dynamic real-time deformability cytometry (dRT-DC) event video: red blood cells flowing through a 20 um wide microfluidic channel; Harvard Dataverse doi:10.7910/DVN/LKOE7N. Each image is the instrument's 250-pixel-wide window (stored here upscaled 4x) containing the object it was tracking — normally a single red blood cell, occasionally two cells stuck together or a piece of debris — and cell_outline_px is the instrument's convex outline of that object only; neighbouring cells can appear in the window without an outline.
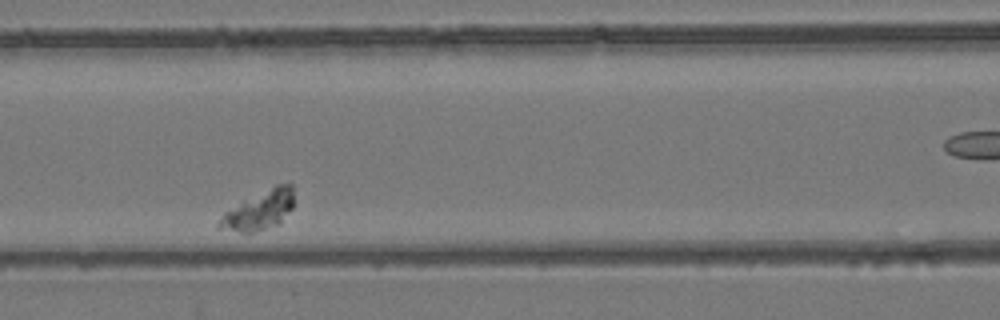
{"species": "common noctule bat (a hibernating species)", "species_latin": "Nyctalus noctula", "temperature_condition": "room temperature", "stored_images_in_passage": 7, "camera_frame_rate_fps": 3000, "um_per_image_px": 0.085, "animal": {"sex": "female", "body_mass_g": 24.6, "forearm_length_mm": 56.2}, "frame": {"image": 1, "passage_image": 5, "time_ms": 5.667, "image_size_px": [1000, 320], "cell_outline_px": [[292, 208], [280, 224], [252, 232], [240, 232], [216, 228], [216, 224], [224, 212], [244, 200], [276, 184], [292, 184]], "centroid_in_image_um": [22.01, 17.89], "position_along_channel_um": 144.6, "area_um2": 16.82}}
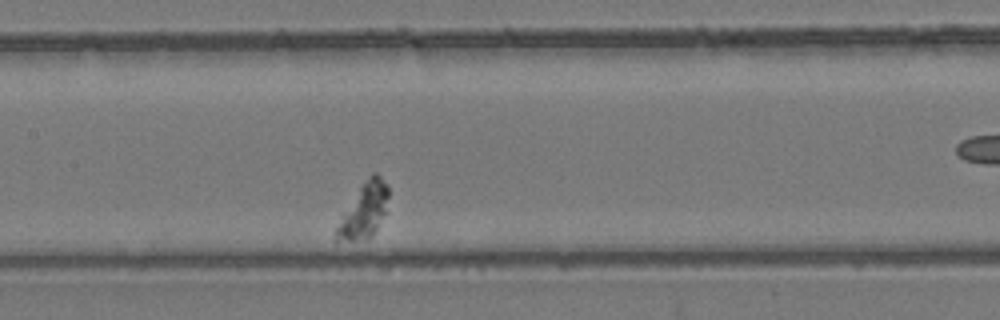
{"frame": {"image": 2, "passage_image": 6, "time_ms": 6.667, "image_size_px": [1000, 320], "cell_outline_px": [[388, 212], [376, 228], [368, 236], [336, 244], [336, 228], [344, 212], [368, 176], [372, 172], [376, 172], [380, 176], [388, 188]], "centroid_in_image_um": [30.96, 17.89], "position_along_channel_um": 176.4, "area_um2": 16.07}}